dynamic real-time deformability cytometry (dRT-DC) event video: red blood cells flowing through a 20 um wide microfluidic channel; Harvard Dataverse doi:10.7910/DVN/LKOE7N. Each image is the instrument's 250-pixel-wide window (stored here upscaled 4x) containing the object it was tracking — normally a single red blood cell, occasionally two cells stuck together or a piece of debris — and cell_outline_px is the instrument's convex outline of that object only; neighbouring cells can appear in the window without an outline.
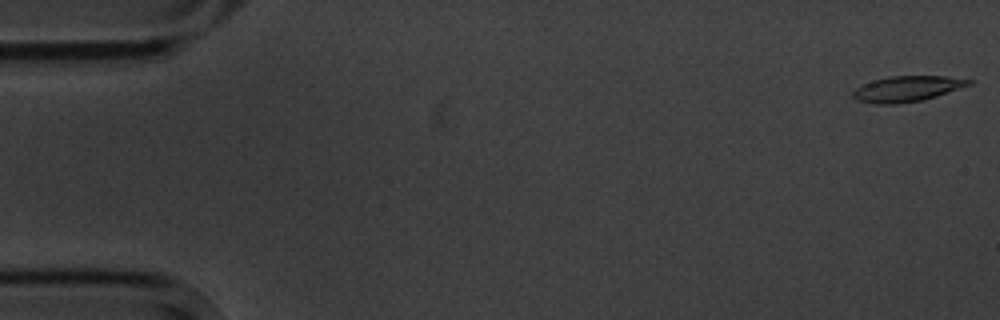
{"species": "common noctule bat (a hibernating species)", "species_latin": "Nyctalus noctula", "temperature_condition": "cold", "stored_images_in_passage": 3, "camera_frame_rate_fps": 3000, "um_per_image_px": 0.085, "animal": {"sex": "male", "body_mass_g": 20.1, "forearm_length_mm": 53.5}, "frame": {"image": 1, "passage_image": 1, "time_ms": 0.0, "image_size_px": [1000, 320], "cell_outline_px": [[972, 84], [924, 100], [896, 104], [872, 104], [856, 100], [852, 96], [852, 92], [860, 84], [872, 80], [892, 76], [944, 76], [972, 80]], "centroid_in_image_um": [77.04, 7.55], "position_along_channel_um": 8.0, "area_um2": 17.4}}